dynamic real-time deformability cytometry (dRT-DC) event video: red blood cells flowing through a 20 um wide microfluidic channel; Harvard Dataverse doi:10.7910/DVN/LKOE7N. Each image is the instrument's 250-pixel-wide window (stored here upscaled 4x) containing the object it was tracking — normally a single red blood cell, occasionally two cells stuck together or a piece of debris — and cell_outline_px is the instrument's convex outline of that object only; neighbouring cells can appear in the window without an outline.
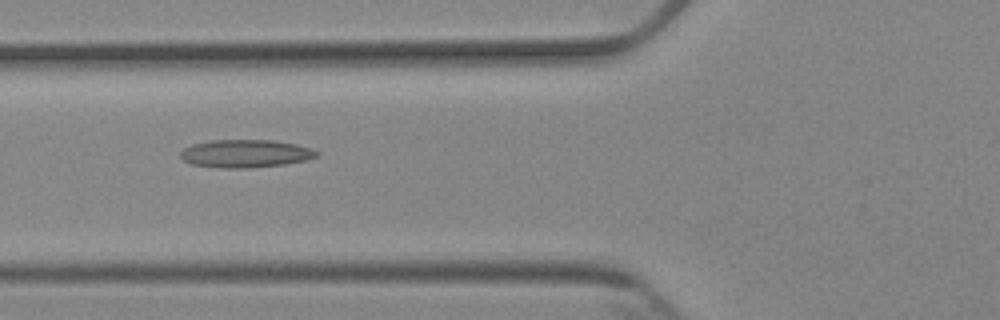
{"species": "Egyptian fruit bat (a non-hibernating species)", "species_latin": "Rousettus aegyptiacus", "temperature_condition": "cold", "stored_images_in_passage": 5, "camera_frame_rate_fps": 3000, "um_per_image_px": 0.085, "animal": {"sex": "female"}, "frame": {"image": 1, "passage_image": 3, "time_ms": 2.333, "image_size_px": [1000, 320], "cell_outline_px": [[320, 156], [308, 160], [284, 164], [248, 168], [220, 168], [192, 164], [184, 160], [180, 156], [180, 152], [184, 148], [192, 144], [212, 140], [272, 140], [296, 144], [312, 148], [320, 152]], "centroid_in_image_um": [20.91, 13.05], "position_along_channel_um": 104.9, "area_um2": 22.31}}
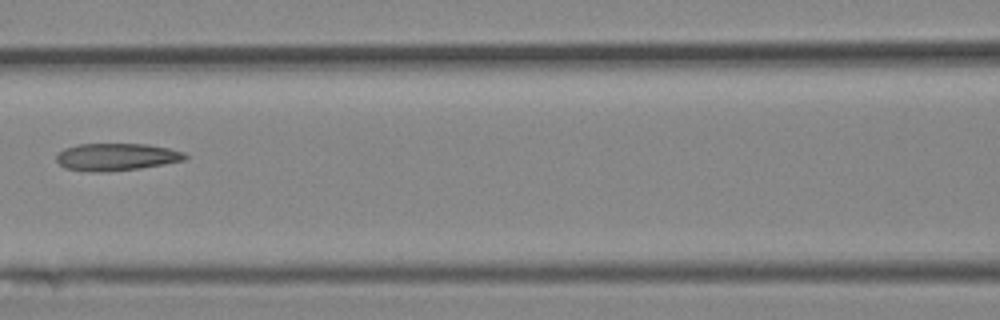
{"frame": {"image": 2, "passage_image": 4, "time_ms": 3.667, "image_size_px": [1000, 320], "cell_outline_px": [[188, 156], [184, 160], [164, 164], [140, 168], [104, 172], [96, 172], [64, 168], [56, 160], [56, 156], [64, 148], [76, 144], [148, 144], [168, 148], [184, 152]], "centroid_in_image_um": [9.89, 13.33], "position_along_channel_um": 156.7, "area_um2": 20.46}}
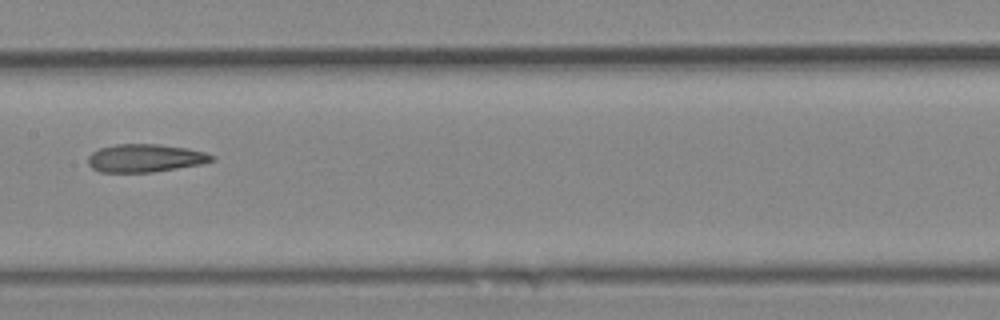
{"frame": {"image": 3, "passage_image": 5, "time_ms": 4.667, "image_size_px": [1000, 320], "cell_outline_px": [[216, 160], [200, 164], [152, 172], [100, 172], [92, 168], [88, 164], [88, 156], [92, 152], [100, 148], [116, 144], [160, 144], [188, 148], [204, 152], [216, 156]], "centroid_in_image_um": [12.35, 13.43], "position_along_channel_um": 195.1, "area_um2": 20.23}}